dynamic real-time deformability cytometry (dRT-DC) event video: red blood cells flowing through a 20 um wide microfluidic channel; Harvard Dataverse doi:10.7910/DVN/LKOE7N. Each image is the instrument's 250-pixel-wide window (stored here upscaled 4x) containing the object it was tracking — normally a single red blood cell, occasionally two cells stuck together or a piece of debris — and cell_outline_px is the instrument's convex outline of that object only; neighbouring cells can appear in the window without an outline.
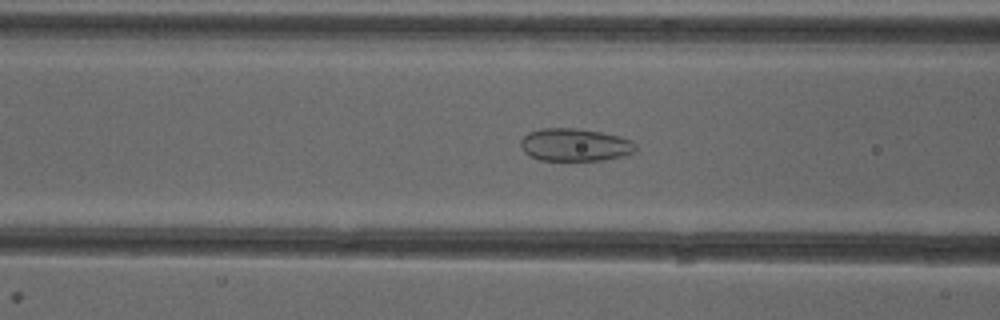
{"species": "common noctule bat (a hibernating species)", "species_latin": "Nyctalus noctula", "temperature_condition": "cold", "stored_images_in_passage": 52, "camera_frame_rate_fps": 3000, "um_per_image_px": 0.085, "animal": {"sex": "female"}, "frame": {"image": 1, "passage_image": 21, "time_ms": 6.667, "image_size_px": [1000, 320], "cell_outline_px": [[636, 152], [624, 156], [604, 160], [540, 160], [528, 156], [524, 152], [520, 144], [520, 140], [528, 132], [540, 128], [576, 128], [600, 132], [620, 136], [632, 140], [636, 144]], "centroid_in_image_um": [48.87, 12.31], "position_along_channel_um": 117.7, "area_um2": 22.2}}
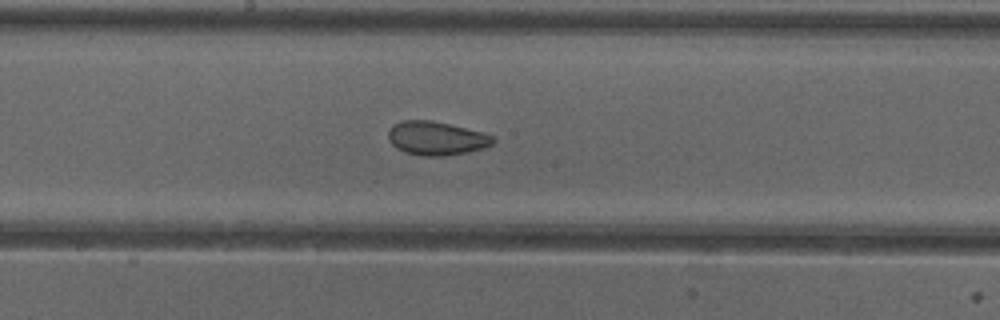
{"frame": {"image": 2, "passage_image": 28, "time_ms": 9.0, "image_size_px": [1000, 320], "cell_outline_px": [[496, 140], [492, 144], [484, 148], [468, 152], [444, 156], [420, 156], [404, 152], [396, 148], [388, 140], [388, 132], [392, 124], [400, 120], [432, 120], [480, 132], [492, 136]], "centroid_in_image_um": [37.03, 11.76], "position_along_channel_um": 211.2, "area_um2": 20.63}}
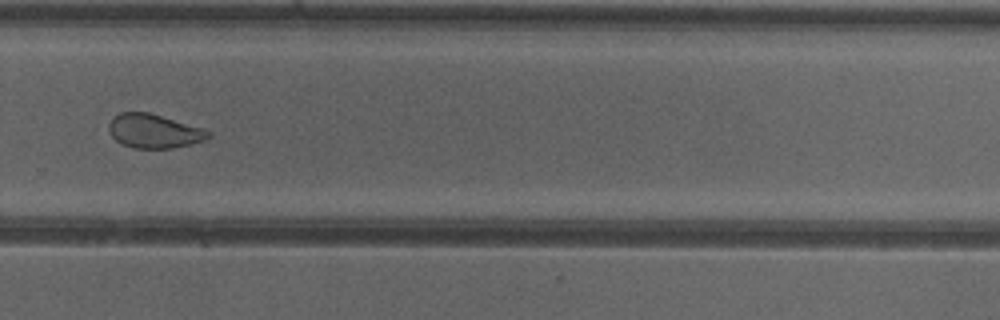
{"frame": {"image": 3, "passage_image": 36, "time_ms": 11.667, "image_size_px": [1000, 320], "cell_outline_px": [[212, 136], [204, 140], [172, 148], [132, 148], [120, 144], [112, 136], [108, 128], [108, 124], [120, 112], [148, 112], [204, 128], [212, 132]], "centroid_in_image_um": [13.1, 11.15], "position_along_channel_um": 316.7, "area_um2": 19.65}, "authors_computed_cell_mechanics": {"area_um2": 23.5246, "velocity_mm_per_s": 3.9801, "shape_relaxation_time_tau1_ms": null, "shape_relaxation_time_tau2_ms": 1.3734, "deformation_change_tau1": null, "deformation_change_tau2": 0.0726}}